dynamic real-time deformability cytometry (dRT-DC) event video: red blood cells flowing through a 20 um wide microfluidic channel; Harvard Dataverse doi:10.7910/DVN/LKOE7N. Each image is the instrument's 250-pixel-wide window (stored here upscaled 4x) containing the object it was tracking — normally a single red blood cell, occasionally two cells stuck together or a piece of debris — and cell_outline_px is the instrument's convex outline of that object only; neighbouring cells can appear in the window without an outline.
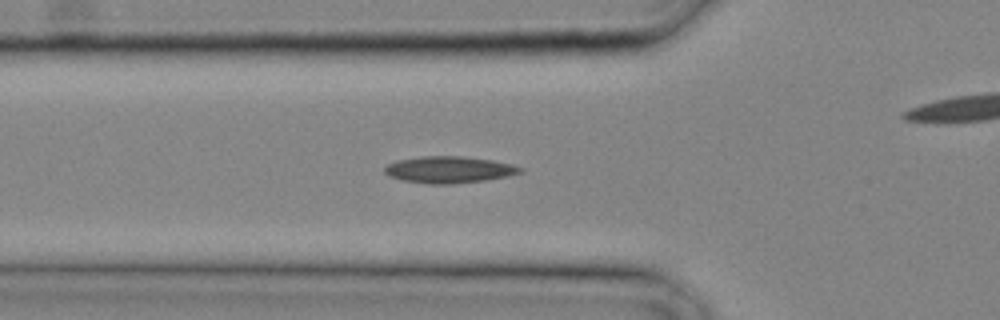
{"species": "common noctule bat (a hibernating species)", "species_latin": "Nyctalus noctula", "temperature_condition": "cold", "stored_images_in_passage": 18, "camera_frame_rate_fps": 3000, "um_per_image_px": 0.085, "animal": {"sex": "male", "body_mass_g": 20.4}, "frame": {"image": 1, "passage_image": 8, "time_ms": 2.333, "image_size_px": [1000, 320], "cell_outline_px": [[524, 168], [520, 172], [508, 176], [484, 180], [448, 184], [428, 184], [404, 180], [392, 176], [384, 172], [384, 168], [388, 164], [400, 160], [420, 156], [460, 156], [492, 160], [512, 164]], "centroid_in_image_um": [38.19, 14.41], "position_along_channel_um": 87.6, "area_um2": 20.75}}
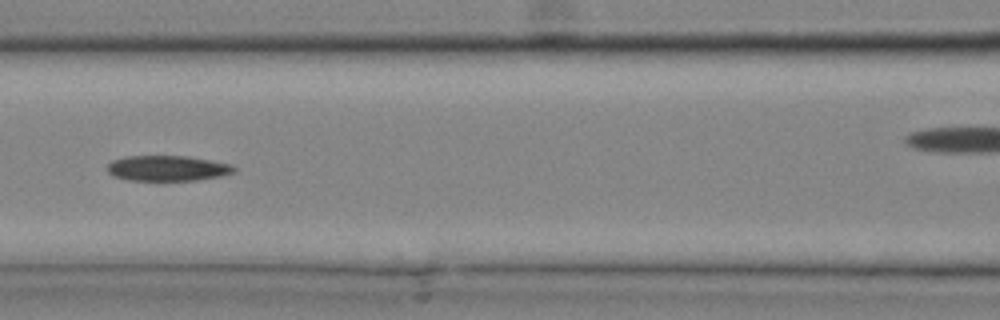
{"frame": {"image": 2, "passage_image": 11, "time_ms": 3.333, "image_size_px": [1000, 320], "cell_outline_px": [[236, 172], [220, 176], [196, 180], [128, 180], [112, 176], [104, 168], [112, 160], [124, 156], [188, 156], [212, 160], [232, 164], [236, 168]], "centroid_in_image_um": [14.22, 14.29], "position_along_channel_um": 152.4, "area_um2": 19.02}}